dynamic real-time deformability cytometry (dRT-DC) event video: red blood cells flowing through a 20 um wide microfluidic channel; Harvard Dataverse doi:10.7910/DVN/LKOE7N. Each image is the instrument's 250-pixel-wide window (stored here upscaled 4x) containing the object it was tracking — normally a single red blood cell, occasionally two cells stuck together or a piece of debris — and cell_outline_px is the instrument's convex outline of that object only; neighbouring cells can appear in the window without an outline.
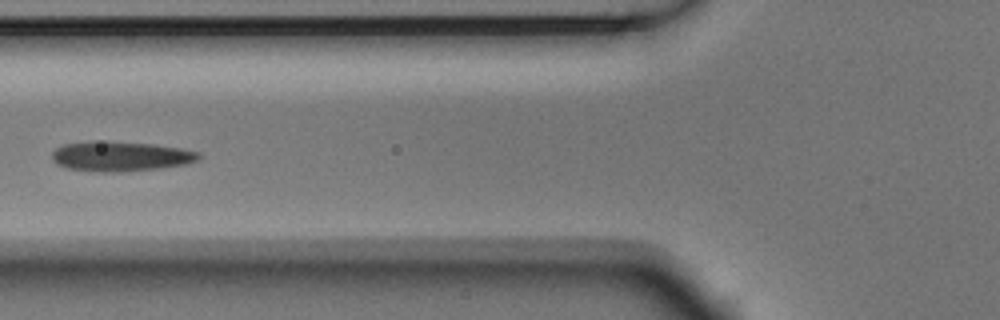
{"species": "Egyptian fruit bat (a non-hibernating species)", "species_latin": "Rousettus aegyptiacus", "temperature_condition": "room temperature", "stored_images_in_passage": 6, "camera_frame_rate_fps": 3000, "um_per_image_px": 0.085, "animal": {"sex": "male"}, "frame": {"image": 1, "passage_image": 4, "time_ms": 1.0, "image_size_px": [1000, 320], "cell_outline_px": [[200, 156], [196, 160], [188, 164], [160, 168], [120, 172], [100, 172], [68, 168], [56, 164], [52, 160], [52, 152], [56, 148], [64, 144], [92, 140], [108, 140], [152, 144], [180, 148], [200, 152]], "centroid_in_image_um": [10.22, 13.27], "position_along_channel_um": 115.6, "area_um2": 25.84}}
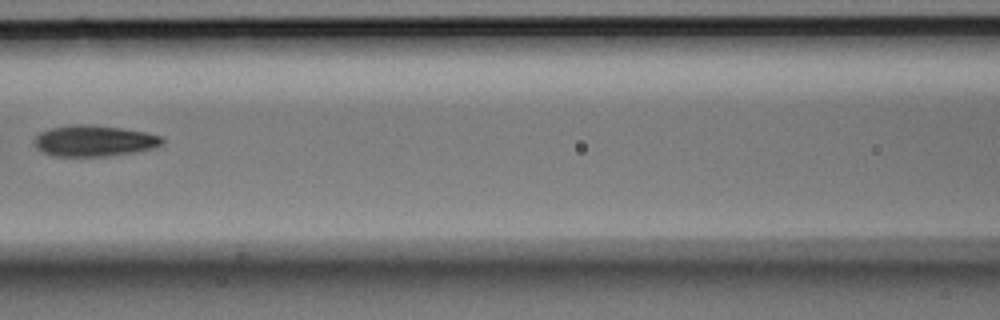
{"frame": {"image": 2, "passage_image": 5, "time_ms": 1.333, "image_size_px": [1000, 320], "cell_outline_px": [[164, 144], [152, 148], [136, 152], [108, 156], [52, 156], [40, 152], [32, 144], [32, 140], [40, 132], [48, 128], [72, 124], [92, 124], [120, 128], [144, 132], [160, 136], [164, 140]], "centroid_in_image_um": [7.92, 11.97], "position_along_channel_um": 158.7, "area_um2": 23.52}}
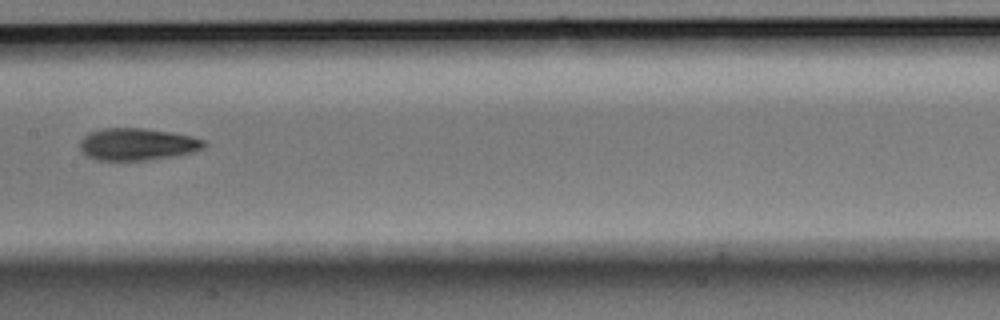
{"frame": {"image": 3, "passage_image": 6, "time_ms": 1.667, "image_size_px": [1000, 320], "cell_outline_px": [[208, 144], [204, 148], [192, 152], [176, 156], [148, 160], [96, 160], [88, 156], [80, 148], [80, 140], [88, 132], [104, 128], [144, 128], [192, 136], [204, 140]], "centroid_in_image_um": [11.68, 12.26], "position_along_channel_um": 195.7, "area_um2": 23.29}}